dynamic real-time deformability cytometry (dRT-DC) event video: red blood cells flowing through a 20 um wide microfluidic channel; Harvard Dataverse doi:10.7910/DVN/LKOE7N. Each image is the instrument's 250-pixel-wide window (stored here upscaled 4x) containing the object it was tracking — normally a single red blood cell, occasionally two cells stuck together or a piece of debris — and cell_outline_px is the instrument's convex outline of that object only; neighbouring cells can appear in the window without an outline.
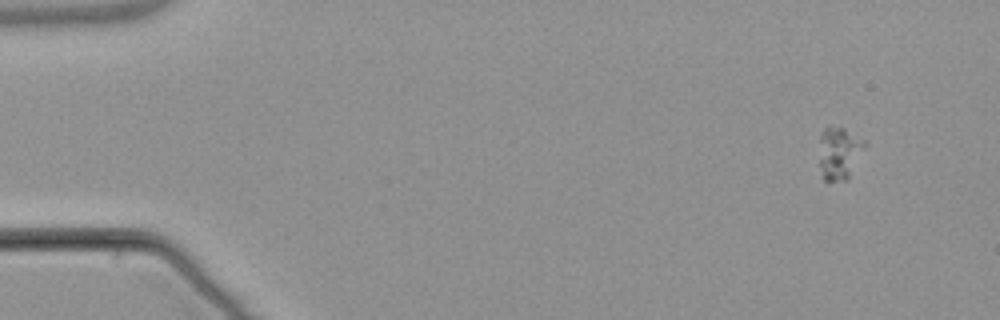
{"species": "common noctule bat (a hibernating species)", "species_latin": "Nyctalus noctula", "temperature_condition": "warm", "stored_images_in_passage": 51, "camera_frame_rate_fps": 3000, "um_per_image_px": 0.085, "animal": {"sex": "male", "body_mass_g": 21.5, "forearm_length_mm": 52.0}, "frame": {"image": 1, "passage_image": 1, "time_ms": 0.0, "image_size_px": [1000, 320], "cell_outline_px": [[868, 144], [848, 180], [824, 180], [820, 164], [820, 136], [824, 128], [844, 128], [864, 140]], "centroid_in_image_um": [71.38, 13.02], "position_along_channel_um": 13.6, "area_um2": 13.81}}
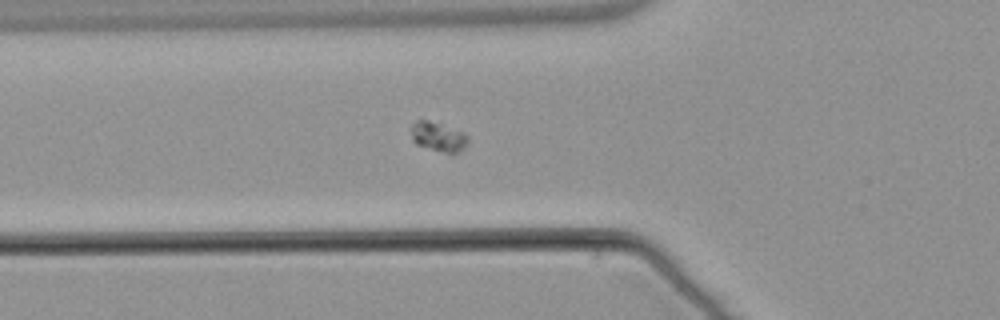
{"frame": {"image": 2, "passage_image": 17, "time_ms": 5.333, "image_size_px": [1000, 320], "cell_outline_px": [[468, 144], [460, 152], [452, 156], [416, 144], [412, 140], [412, 124], [416, 120], [428, 120], [464, 132], [468, 136]], "centroid_in_image_um": [37.3, 11.67], "position_along_channel_um": 88.5, "area_um2": 10.0}}
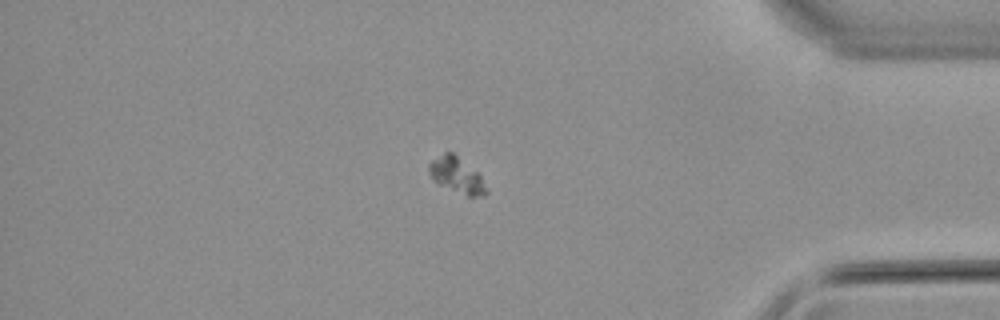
{"frame": {"image": 3, "passage_image": 44, "time_ms": 14.333, "image_size_px": [1000, 320], "cell_outline_px": [[488, 192], [484, 196], [468, 196], [440, 184], [432, 180], [428, 172], [428, 164], [432, 160], [444, 152], [452, 152], [476, 172], [480, 176]], "centroid_in_image_um": [38.78, 14.89], "position_along_channel_um": 396.4, "area_um2": 11.56}}